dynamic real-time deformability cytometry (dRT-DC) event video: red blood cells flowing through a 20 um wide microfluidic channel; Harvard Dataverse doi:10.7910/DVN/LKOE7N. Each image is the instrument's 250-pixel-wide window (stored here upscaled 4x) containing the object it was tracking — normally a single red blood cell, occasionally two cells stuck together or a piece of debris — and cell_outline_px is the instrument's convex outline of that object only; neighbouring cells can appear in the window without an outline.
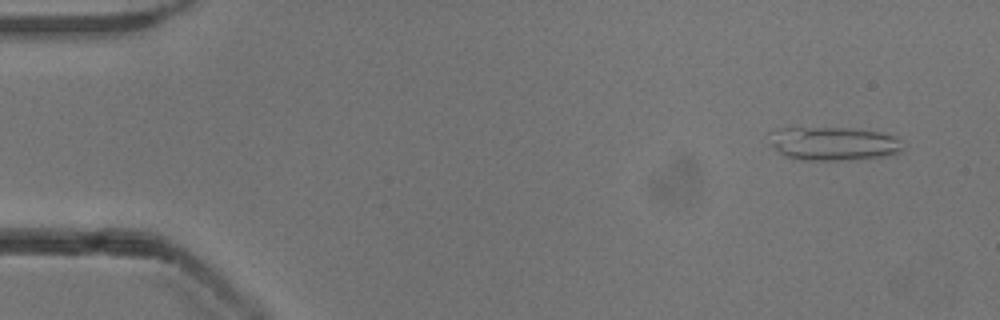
{"species": "common noctule bat (a hibernating species)", "species_latin": "Nyctalus noctula", "temperature_condition": "cold", "stored_images_in_passage": 14, "camera_frame_rate_fps": 3000, "um_per_image_px": 0.085, "animal": {"sex": "male", "body_mass_g": 13.3}, "frame": {"image": 1, "passage_image": 4, "time_ms": 1.0, "image_size_px": [1000, 320], "cell_outline_px": [[900, 152], [880, 156], [848, 160], [804, 160], [784, 156], [768, 144], [768, 132], [780, 128], [848, 128], [880, 132], [892, 136], [900, 140]], "centroid_in_image_um": [70.72, 12.2], "position_along_channel_um": 14.3, "area_um2": 26.01}}